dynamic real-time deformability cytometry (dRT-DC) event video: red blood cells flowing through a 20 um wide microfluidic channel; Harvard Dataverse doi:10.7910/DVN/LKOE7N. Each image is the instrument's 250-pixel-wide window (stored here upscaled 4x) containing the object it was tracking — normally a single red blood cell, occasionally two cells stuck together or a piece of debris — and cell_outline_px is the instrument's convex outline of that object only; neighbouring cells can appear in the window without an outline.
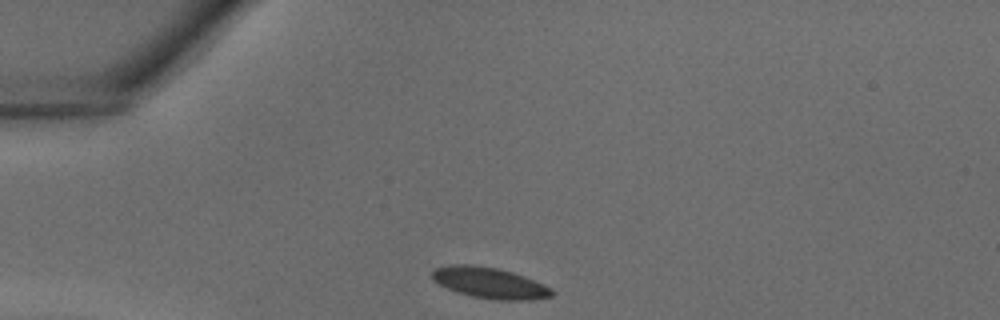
{"species": "common noctule bat (a hibernating species)", "species_latin": "Nyctalus noctula", "temperature_condition": "warm", "stored_images_in_passage": 30, "camera_frame_rate_fps": 3000, "um_per_image_px": 0.085, "animal": {"sex": "male", "body_mass_g": 18.8}, "frame": {"image": 1, "passage_image": 1, "time_ms": 0.0, "image_size_px": [1000, 320], "cell_outline_px": [[556, 292], [552, 296], [532, 300], [496, 300], [472, 296], [448, 288], [432, 280], [432, 272], [436, 268], [452, 264], [468, 264], [496, 268], [512, 272], [524, 276], [552, 288]], "centroid_in_image_um": [41.66, 24.05], "position_along_channel_um": 43.3, "area_um2": 21.44}}
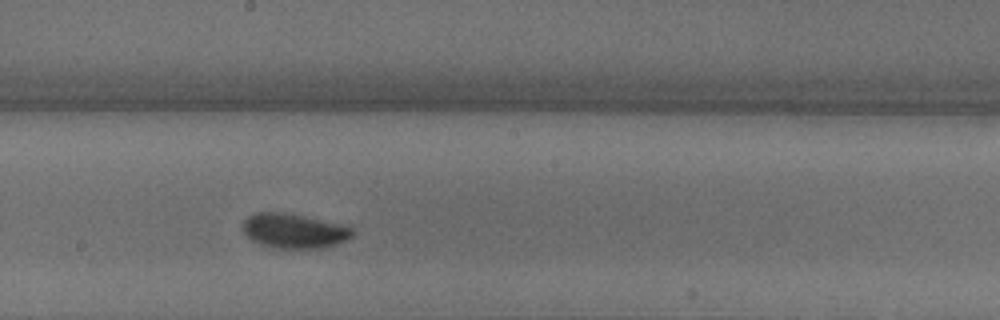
{"frame": {"image": 2, "passage_image": 13, "time_ms": 4.0, "image_size_px": [1000, 320], "cell_outline_px": [[356, 232], [348, 240], [336, 244], [320, 248], [276, 248], [260, 244], [252, 240], [244, 232], [244, 220], [248, 216], [256, 212], [284, 212], [352, 224]], "centroid_in_image_um": [25.12, 19.6], "position_along_channel_um": 223.1, "area_um2": 22.72}}
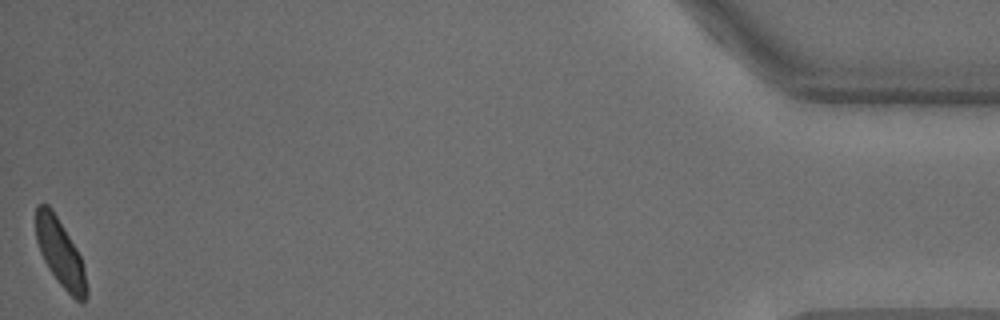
{"frame": {"image": 3, "passage_image": 30, "time_ms": 9.667, "image_size_px": [1000, 320], "cell_outline_px": [[88, 296], [84, 300], [76, 300], [56, 280], [48, 268], [40, 252], [36, 240], [36, 204], [48, 204], [52, 208], [76, 248], [80, 256], [84, 268], [88, 288]], "centroid_in_image_um": [5.11, 21.5], "position_along_channel_um": 430.1, "area_um2": 19.77}}